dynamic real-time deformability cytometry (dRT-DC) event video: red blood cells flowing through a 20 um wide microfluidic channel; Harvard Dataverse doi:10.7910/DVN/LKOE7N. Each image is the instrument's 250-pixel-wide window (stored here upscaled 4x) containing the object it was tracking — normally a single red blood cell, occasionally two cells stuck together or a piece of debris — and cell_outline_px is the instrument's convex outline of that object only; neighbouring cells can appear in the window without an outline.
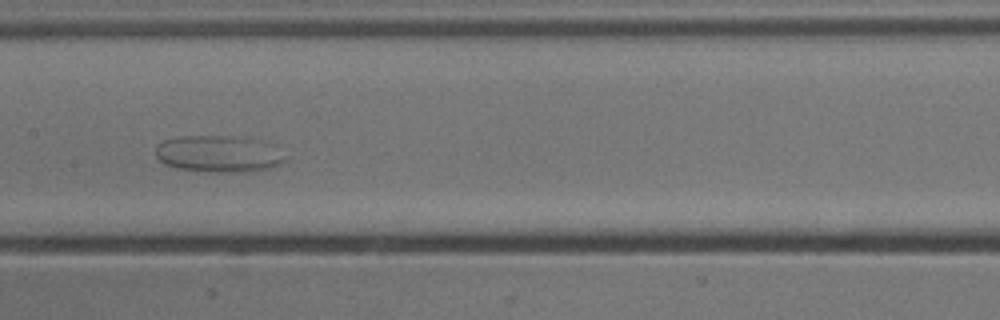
{"species": "common noctule bat (a hibernating species)", "species_latin": "Nyctalus noctula", "temperature_condition": "cold", "stored_images_in_passage": 48, "camera_frame_rate_fps": 3000, "um_per_image_px": 0.085, "animal": {"sex": "male", "body_mass_g": 13.3}, "frame": {"image": 1, "passage_image": 28, "time_ms": 9.0, "image_size_px": [1000, 320], "cell_outline_px": [[284, 160], [280, 164], [272, 168], [244, 172], [208, 172], [176, 168], [164, 164], [156, 156], [156, 148], [164, 140], [180, 136], [220, 136], [260, 140]], "centroid_in_image_um": [18.45, 13.1], "position_along_channel_um": 189.0, "area_um2": 26.88}}
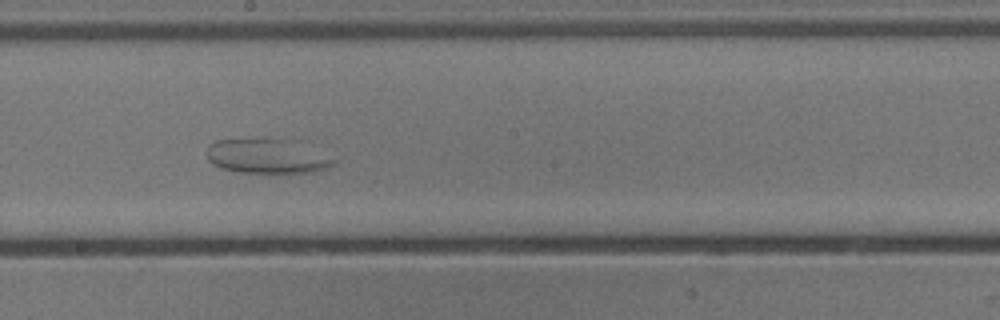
{"frame": {"image": 2, "passage_image": 31, "time_ms": 10.0, "image_size_px": [1000, 320], "cell_outline_px": [[336, 164], [328, 168], [312, 172], [240, 172], [220, 168], [212, 164], [208, 160], [208, 144], [216, 140], [284, 140], [336, 160]], "centroid_in_image_um": [22.59, 13.32], "position_along_channel_um": 225.6, "area_um2": 24.22}}
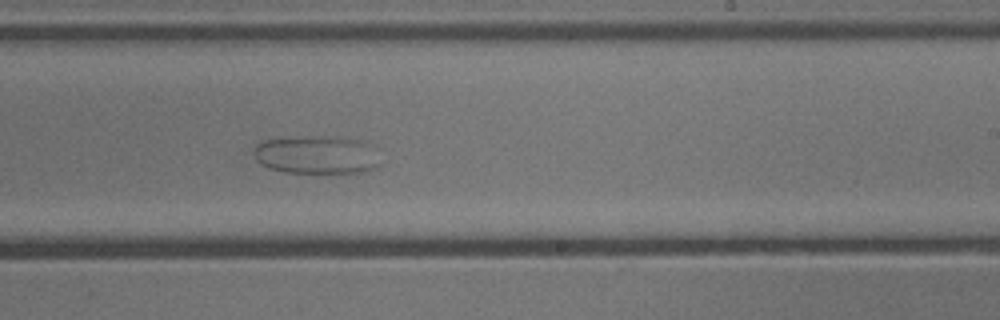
{"frame": {"image": 3, "passage_image": 34, "time_ms": 11.0, "image_size_px": [1000, 320], "cell_outline_px": [[380, 164], [376, 168], [368, 172], [284, 172], [268, 168], [260, 164], [256, 160], [252, 152], [256, 144], [264, 140], [296, 136], [336, 136], [356, 140], [364, 144]], "centroid_in_image_um": [26.77, 13.16], "position_along_channel_um": 262.2, "area_um2": 27.8}}